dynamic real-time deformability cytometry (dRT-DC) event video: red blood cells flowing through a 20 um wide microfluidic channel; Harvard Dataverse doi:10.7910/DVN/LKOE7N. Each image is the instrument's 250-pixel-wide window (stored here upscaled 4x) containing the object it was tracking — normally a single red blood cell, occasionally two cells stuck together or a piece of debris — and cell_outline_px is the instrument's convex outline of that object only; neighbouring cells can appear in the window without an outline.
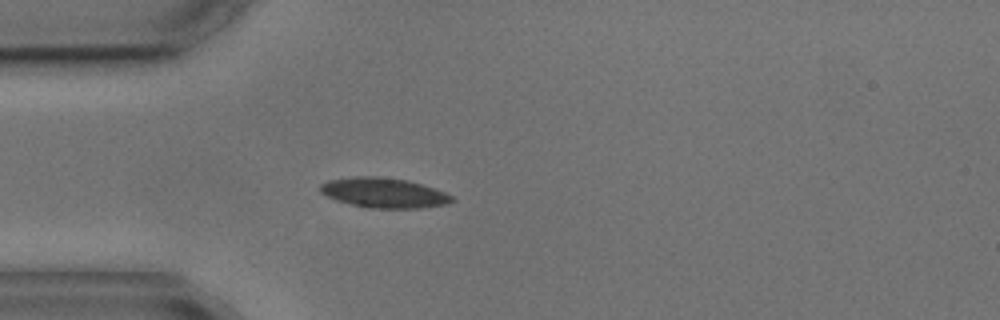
{"species": "common noctule bat (a hibernating species)", "species_latin": "Nyctalus noctula", "temperature_condition": "cold", "stored_images_in_passage": 2, "camera_frame_rate_fps": 3000, "um_per_image_px": 0.085, "animal": {"sex": "male", "body_mass_g": 17.9, "forearm_length_mm": 54.2}, "frame": {"image": 1, "passage_image": 2, "time_ms": 2.333, "image_size_px": [1000, 320], "cell_outline_px": [[456, 200], [448, 204], [420, 208], [368, 208], [336, 200], [320, 192], [320, 184], [328, 180], [356, 176], [376, 176], [408, 180], [444, 192], [452, 196]], "centroid_in_image_um": [32.63, 16.39], "position_along_channel_um": 52.4, "area_um2": 22.89}}